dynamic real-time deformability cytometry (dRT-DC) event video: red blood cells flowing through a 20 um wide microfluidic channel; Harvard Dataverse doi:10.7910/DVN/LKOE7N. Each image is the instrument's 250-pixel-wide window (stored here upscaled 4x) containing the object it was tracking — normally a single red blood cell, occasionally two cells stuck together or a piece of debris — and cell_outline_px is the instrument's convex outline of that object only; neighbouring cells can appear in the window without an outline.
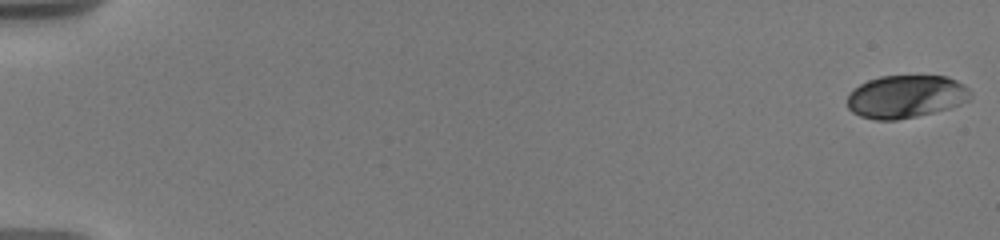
{"species": "human", "species_latin": "Homo sapiens", "temperature_condition": "warm", "stored_images_in_passage": 65, "camera_frame_rate_fps": 3000, "um_per_image_px": 0.085, "donor": {"sex": "male"}, "frame": {"image": 1, "passage_image": 1, "time_ms": 0.0, "image_size_px": [1000, 240], "cell_outline_px": [[972, 96], [968, 100], [960, 104], [948, 108], [916, 116], [896, 120], [876, 120], [860, 116], [852, 112], [848, 108], [848, 92], [860, 84], [868, 80], [880, 76], [948, 76], [956, 80], [968, 88], [972, 92]], "centroid_in_image_um": [76.99, 8.2], "position_along_channel_um": 8.0, "area_um2": 30.75}}
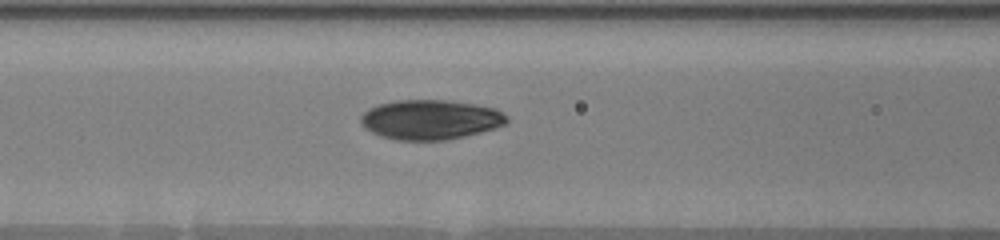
{"frame": {"image": 2, "passage_image": 32, "time_ms": 8.333, "image_size_px": [1000, 240], "cell_outline_px": [[508, 124], [496, 128], [464, 136], [444, 140], [396, 140], [372, 132], [364, 128], [360, 120], [360, 116], [368, 108], [376, 104], [396, 100], [448, 100], [476, 104], [496, 108], [504, 112], [508, 116]], "centroid_in_image_um": [36.61, 10.15], "position_along_channel_um": 130.0, "area_um2": 34.1}}
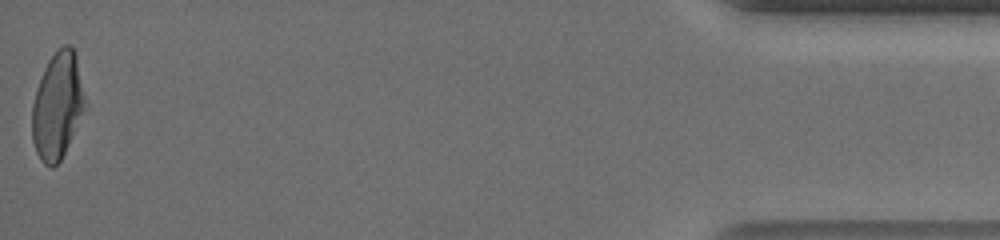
{"frame": {"image": 3, "passage_image": 65, "time_ms": 18.667, "image_size_px": [1000, 240], "cell_outline_px": [[84, 108], [64, 152], [60, 160], [52, 168], [44, 164], [40, 160], [36, 152], [32, 140], [32, 104], [36, 88], [44, 68], [48, 60], [64, 44], [68, 44], [76, 52], [84, 96]], "centroid_in_image_um": [4.84, 8.98], "position_along_channel_um": 430.4, "area_um2": 32.31}, "authors_computed_cell_mechanics": {"area_um2": 32.5414, "velocity_mm_per_s": 3.6689, "shape_relaxation_time_tau1_ms": 6.369, "shape_relaxation_time_tau2_ms": 1.2269, "deformation_change_tau1": 0.2051, "deformation_change_tau2": 0.055}}